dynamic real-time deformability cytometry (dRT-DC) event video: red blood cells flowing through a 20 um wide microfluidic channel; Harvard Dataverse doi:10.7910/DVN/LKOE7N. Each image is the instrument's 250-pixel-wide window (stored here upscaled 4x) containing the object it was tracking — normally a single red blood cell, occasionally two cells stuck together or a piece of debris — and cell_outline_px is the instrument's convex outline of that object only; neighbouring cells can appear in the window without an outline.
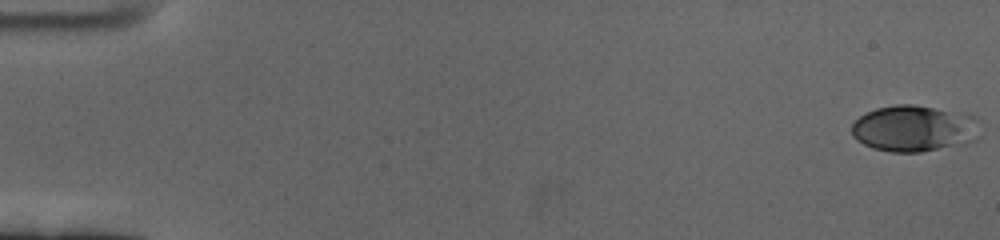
{"species": "human", "species_latin": "Homo sapiens", "temperature_condition": "cold", "stored_images_in_passage": 60, "camera_frame_rate_fps": 3000, "um_per_image_px": 0.085, "donor": {"sex": "female"}, "frame": {"image": 1, "passage_image": 1, "time_ms": 0.0, "image_size_px": [1000, 240], "cell_outline_px": [[980, 136], [976, 140], [968, 144], [920, 152], [892, 152], [872, 148], [856, 140], [852, 136], [852, 124], [864, 112], [876, 108], [896, 104], [912, 104], [968, 112], [980, 116]], "centroid_in_image_um": [77.81, 10.9], "position_along_channel_um": 7.2, "area_um2": 35.89}}
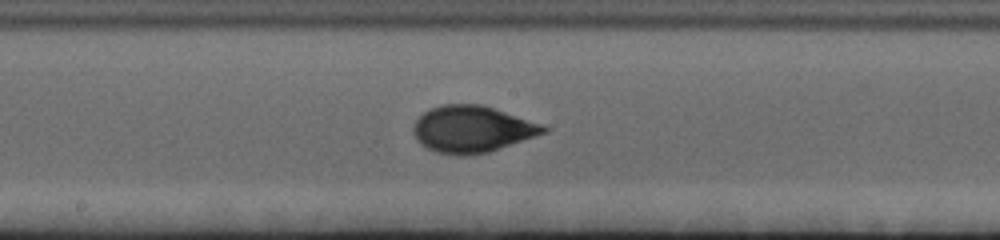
{"frame": {"image": 2, "passage_image": 33, "time_ms": 10.667, "image_size_px": [1000, 240], "cell_outline_px": [[548, 132], [488, 152], [464, 156], [436, 152], [420, 144], [416, 140], [412, 132], [412, 128], [416, 120], [424, 112], [440, 104], [480, 104], [540, 124], [548, 128]], "centroid_in_image_um": [40.08, 10.98], "position_along_channel_um": 208.1, "area_um2": 35.03}}
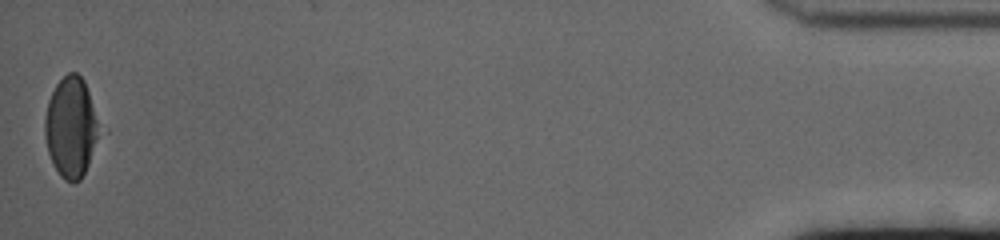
{"frame": {"image": 3, "passage_image": 60, "time_ms": 19.667, "image_size_px": [1000, 240], "cell_outline_px": [[108, 132], [80, 180], [72, 184], [64, 180], [60, 176], [52, 164], [48, 152], [44, 132], [44, 120], [48, 100], [56, 84], [68, 72], [76, 72], [84, 80], [108, 128]], "centroid_in_image_um": [6.19, 10.84], "position_along_channel_um": 429.0, "area_um2": 34.39}, "authors_computed_cell_mechanics": {"area_um2": 33.8997, "velocity_mm_per_s": 3.4057, "shape_relaxation_time_tau1_ms": 3.6286, "shape_relaxation_time_tau2_ms": 0.902, "deformation_change_tau1": 0.1571, "deformation_change_tau2": 0.0495}}